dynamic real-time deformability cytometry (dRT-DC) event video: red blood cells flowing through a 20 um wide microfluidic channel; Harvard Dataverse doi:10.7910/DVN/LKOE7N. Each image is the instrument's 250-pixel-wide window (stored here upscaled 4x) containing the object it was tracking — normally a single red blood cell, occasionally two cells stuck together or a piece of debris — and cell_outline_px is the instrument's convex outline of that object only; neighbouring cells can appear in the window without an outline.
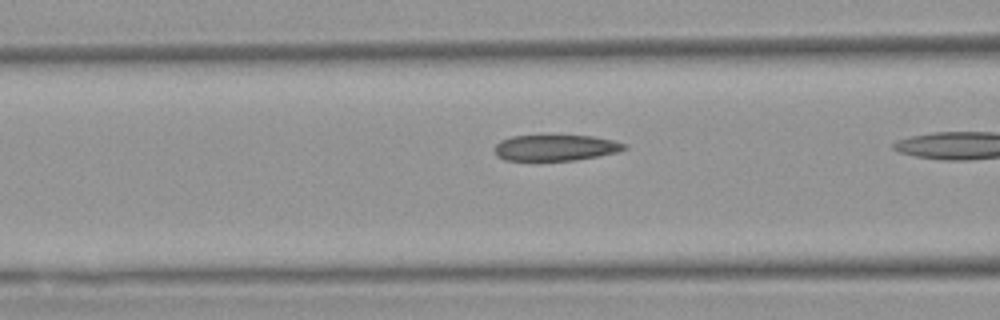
{"species": "Egyptian fruit bat (a non-hibernating species)", "species_latin": "Rousettus aegyptiacus", "temperature_condition": "warm", "stored_images_in_passage": 4, "segment_of_instrument_passage": [2, 2], "camera_frame_rate_fps": 3000, "um_per_image_px": 0.085, "animal": {"sex": "female"}, "frame": {"image": 1, "passage_image": 4, "time_ms": 4.333, "image_size_px": [1000, 320], "cell_outline_px": [[628, 148], [620, 152], [600, 156], [576, 160], [540, 164], [504, 160], [496, 156], [492, 148], [500, 140], [512, 136], [592, 136], [612, 140], [628, 144]], "centroid_in_image_um": [47.17, 12.62], "position_along_channel_um": 119.4, "area_um2": 20.87}}